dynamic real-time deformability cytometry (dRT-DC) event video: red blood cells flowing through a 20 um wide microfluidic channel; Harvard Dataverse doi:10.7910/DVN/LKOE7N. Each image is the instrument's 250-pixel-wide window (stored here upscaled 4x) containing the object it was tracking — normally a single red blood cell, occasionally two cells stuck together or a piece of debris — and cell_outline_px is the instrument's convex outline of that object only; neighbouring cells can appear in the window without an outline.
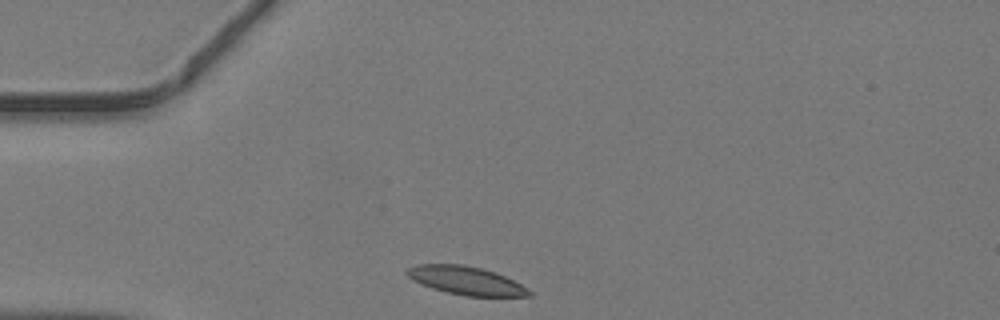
{"species": "common noctule bat (a hibernating species)", "species_latin": "Nyctalus noctula", "temperature_condition": "warm", "stored_images_in_passage": 35, "camera_frame_rate_fps": 3000, "um_per_image_px": 0.085, "animal": {"sex": "male", "body_mass_g": 19.2, "forearm_length_mm": 51.8}, "frame": {"image": 1, "passage_image": 1, "time_ms": 0.0, "image_size_px": [1000, 320], "cell_outline_px": [[532, 296], [464, 296], [432, 288], [420, 284], [412, 280], [404, 272], [408, 268], [420, 264], [460, 264], [480, 268], [496, 272], [528, 288], [532, 292]], "centroid_in_image_um": [39.6, 23.85], "position_along_channel_um": 45.4, "area_um2": 20.06}}
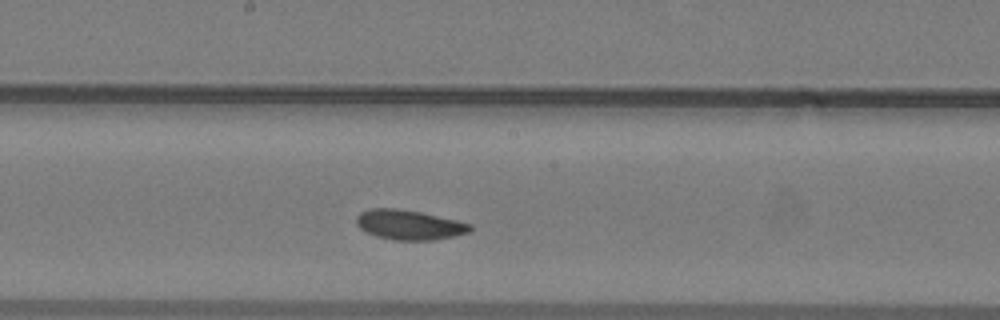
{"frame": {"image": 2, "passage_image": 14, "time_ms": 4.333, "image_size_px": [1000, 320], "cell_outline_px": [[472, 228], [468, 232], [452, 236], [432, 240], [396, 240], [376, 236], [360, 228], [356, 224], [356, 216], [360, 212], [368, 208], [396, 208], [420, 212], [456, 220], [472, 224]], "centroid_in_image_um": [34.74, 19.1], "position_along_channel_um": 213.5, "area_um2": 19.59}}
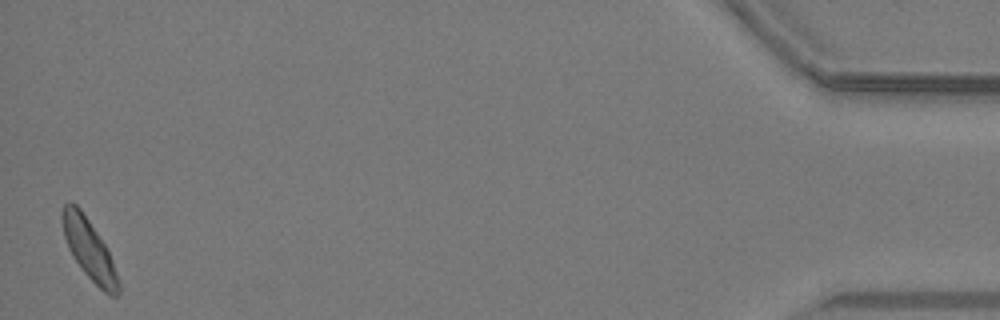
{"frame": {"image": 3, "passage_image": 35, "time_ms": 11.333, "image_size_px": [1000, 320], "cell_outline_px": [[120, 292], [116, 296], [112, 296], [104, 292], [84, 272], [72, 256], [68, 248], [64, 236], [64, 204], [68, 200], [76, 204], [80, 208], [104, 244], [112, 260], [120, 284]], "centroid_in_image_um": [7.6, 21.24], "position_along_channel_um": 427.6, "area_um2": 19.02}}